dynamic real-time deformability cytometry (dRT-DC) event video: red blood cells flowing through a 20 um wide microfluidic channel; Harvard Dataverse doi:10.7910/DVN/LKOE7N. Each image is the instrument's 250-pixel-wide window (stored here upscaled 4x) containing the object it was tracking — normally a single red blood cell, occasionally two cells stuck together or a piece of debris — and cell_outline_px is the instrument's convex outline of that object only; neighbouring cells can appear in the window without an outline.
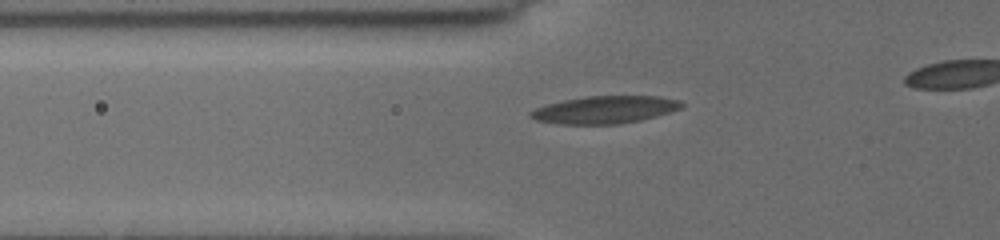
{"species": "common noctule bat (a hibernating species)", "species_latin": "Nyctalus noctula", "temperature_condition": "cold", "stored_images_in_passage": 7, "segment_of_instrument_passage": [1, 2], "camera_frame_rate_fps": 3000, "um_per_image_px": 0.085, "animal": {"sex": "female", "body_mass_g": 19.5, "forearm_length_mm": 54.1}, "frame": {"image": 1, "passage_image": 3, "time_ms": 1.667, "image_size_px": [1000, 240], "cell_outline_px": [[684, 104], [680, 108], [668, 112], [640, 120], [616, 124], [560, 124], [536, 120], [528, 116], [528, 112], [536, 108], [548, 104], [564, 100], [588, 96], [656, 96], [680, 100]], "centroid_in_image_um": [51.37, 9.32], "position_along_channel_um": 74.4, "area_um2": 23.93}}
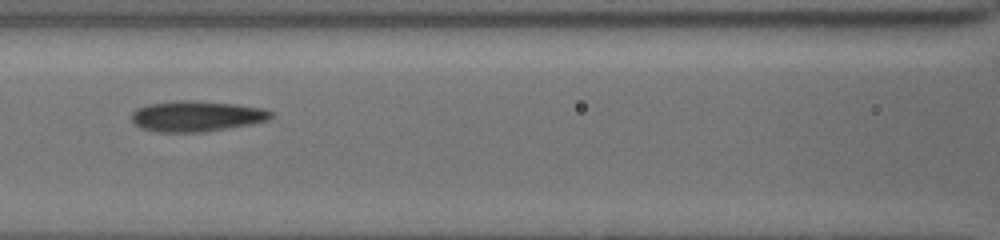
{"frame": {"image": 2, "passage_image": 5, "time_ms": 3.667, "image_size_px": [1000, 240], "cell_outline_px": [[272, 116], [268, 120], [252, 124], [204, 132], [152, 132], [140, 128], [132, 120], [132, 112], [136, 108], [148, 104], [180, 100], [192, 100], [236, 104], [264, 108], [272, 112]], "centroid_in_image_um": [16.69, 9.88], "position_along_channel_um": 149.9, "area_um2": 25.09}}